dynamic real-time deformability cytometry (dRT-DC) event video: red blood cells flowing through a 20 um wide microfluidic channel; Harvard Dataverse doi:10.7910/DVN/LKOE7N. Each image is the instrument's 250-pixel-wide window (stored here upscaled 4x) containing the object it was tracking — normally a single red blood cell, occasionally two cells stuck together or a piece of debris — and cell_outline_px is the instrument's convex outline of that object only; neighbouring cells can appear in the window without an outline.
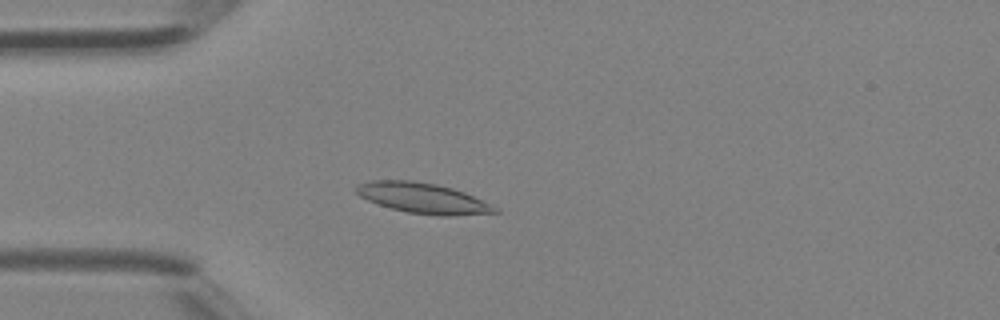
{"species": "Egyptian fruit bat (a non-hibernating species)", "species_latin": "Rousettus aegyptiacus", "temperature_condition": "room temperature", "stored_images_in_passage": 41, "camera_frame_rate_fps": 3000, "um_per_image_px": 0.085, "animal": {"sex": "female"}, "frame": {"image": 1, "passage_image": 11, "time_ms": 3.333, "image_size_px": [1000, 320], "cell_outline_px": [[500, 212], [452, 216], [440, 216], [408, 212], [392, 208], [368, 200], [360, 196], [356, 192], [356, 184], [368, 180], [412, 180], [436, 184], [452, 188], [464, 192], [492, 204], [500, 208]], "centroid_in_image_um": [35.98, 16.83], "position_along_channel_um": 49.0, "area_um2": 24.62}}
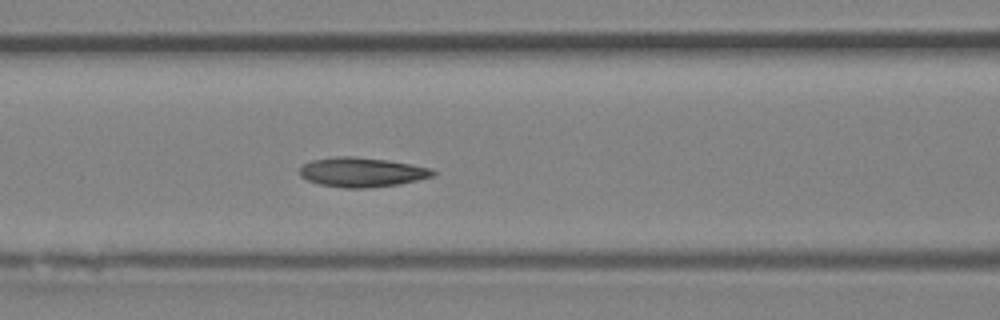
{"frame": {"image": 2, "passage_image": 17, "time_ms": 5.333, "image_size_px": [1000, 320], "cell_outline_px": [[436, 176], [400, 184], [368, 188], [344, 188], [320, 184], [308, 180], [300, 176], [300, 168], [304, 164], [312, 160], [336, 156], [356, 156], [388, 160], [412, 164], [432, 168], [436, 172]], "centroid_in_image_um": [30.81, 14.63], "position_along_channel_um": 135.8, "area_um2": 23.12}}
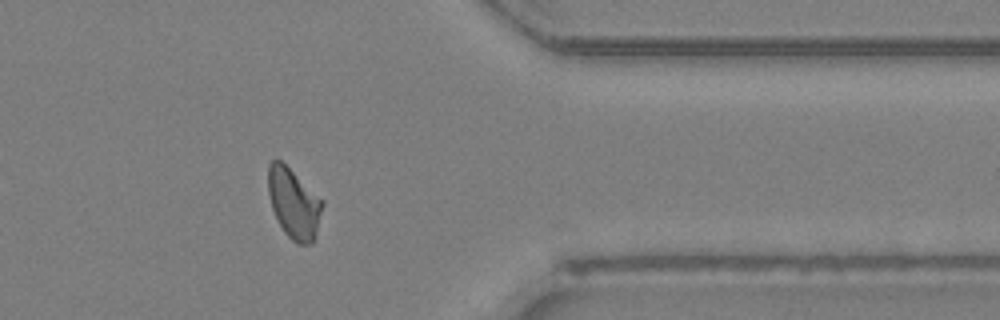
{"frame": {"image": 3, "passage_image": 33, "time_ms": 10.667, "image_size_px": [1000, 320], "cell_outline_px": [[324, 204], [312, 244], [296, 244], [284, 232], [272, 208], [268, 192], [268, 164], [276, 156], [324, 200]], "centroid_in_image_um": [24.97, 17.26], "position_along_channel_um": 386.4, "area_um2": 22.14}}